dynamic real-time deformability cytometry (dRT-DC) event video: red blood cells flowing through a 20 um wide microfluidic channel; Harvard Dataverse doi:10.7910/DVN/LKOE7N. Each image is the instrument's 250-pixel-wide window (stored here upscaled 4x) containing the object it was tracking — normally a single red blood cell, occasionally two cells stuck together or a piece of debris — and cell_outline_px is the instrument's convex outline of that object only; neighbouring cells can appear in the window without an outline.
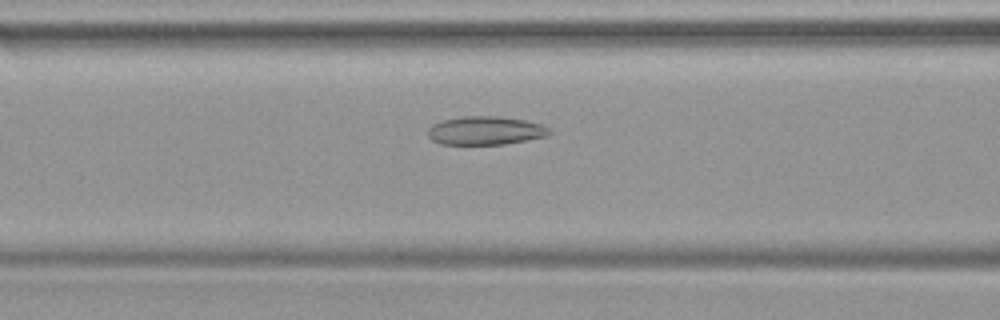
{"species": "common noctule bat (a hibernating species)", "species_latin": "Nyctalus noctula", "temperature_condition": "warm", "stored_images_in_passage": 42, "camera_frame_rate_fps": 3000, "um_per_image_px": 0.085, "animal": {"sex": "female", "body_mass_g": 19.9}, "frame": {"image": 1, "passage_image": 14, "time_ms": 4.333, "image_size_px": [1000, 320], "cell_outline_px": [[552, 132], [548, 136], [504, 144], [440, 144], [432, 140], [428, 136], [428, 128], [432, 124], [444, 120], [464, 116], [500, 116], [524, 120], [540, 124], [548, 128]], "centroid_in_image_um": [41.25, 11.1], "position_along_channel_um": 125.3, "area_um2": 20.11}}
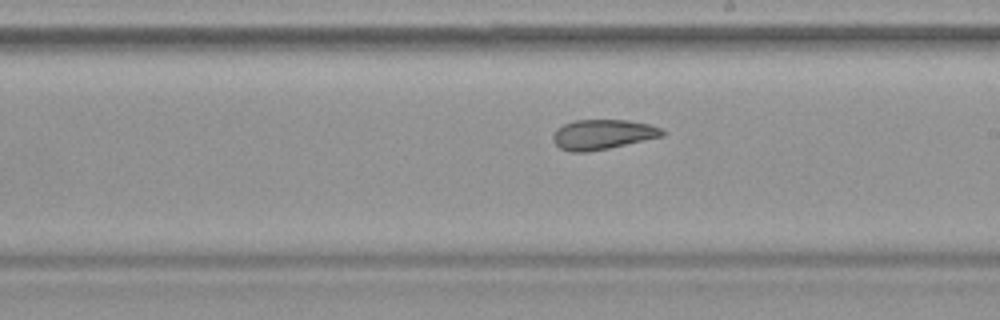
{"frame": {"image": 2, "passage_image": 22, "time_ms": 7.0, "image_size_px": [1000, 320], "cell_outline_px": [[664, 136], [608, 148], [588, 152], [572, 152], [560, 148], [552, 140], [552, 136], [556, 128], [572, 120], [628, 120], [648, 124], [660, 128], [664, 132]], "centroid_in_image_um": [51.18, 11.42], "position_along_channel_um": 237.8, "area_um2": 19.02}}
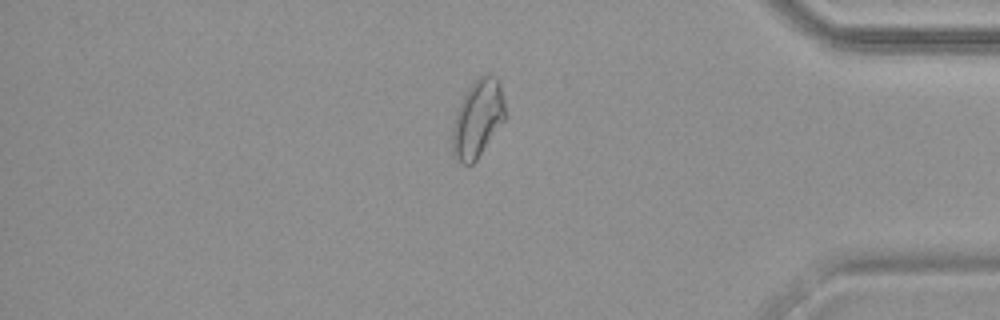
{"frame": {"image": 3, "passage_image": 35, "time_ms": 11.333, "image_size_px": [1000, 320], "cell_outline_px": [[508, 116], [476, 160], [472, 164], [464, 164], [452, 156], [452, 128], [456, 112], [468, 88], [480, 76], [488, 72], [492, 72], [500, 80]], "centroid_in_image_um": [40.65, 10.05], "position_along_channel_um": 394.6, "area_um2": 24.28}}